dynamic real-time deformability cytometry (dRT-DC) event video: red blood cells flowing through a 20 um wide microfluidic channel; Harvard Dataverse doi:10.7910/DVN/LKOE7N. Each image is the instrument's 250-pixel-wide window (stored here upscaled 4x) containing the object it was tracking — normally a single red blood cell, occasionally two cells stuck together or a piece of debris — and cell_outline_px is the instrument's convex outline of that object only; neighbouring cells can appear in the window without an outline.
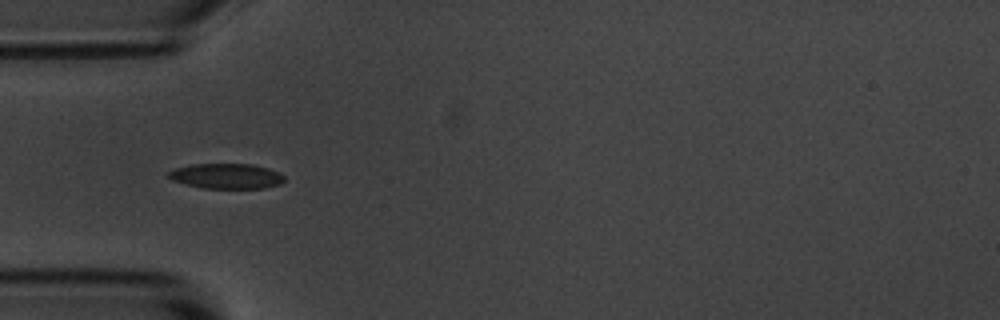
{"species": "common noctule bat (a hibernating species)", "species_latin": "Nyctalus noctula", "temperature_condition": "room temperature", "stored_images_in_passage": 6, "camera_frame_rate_fps": 3000, "um_per_image_px": 0.085, "animal": {"sex": "male", "body_mass_g": 20.1, "forearm_length_mm": 53.5}, "frame": {"image": 1, "passage_image": 4, "time_ms": 3.333, "image_size_px": [1000, 320], "cell_outline_px": [[284, 180], [280, 184], [264, 188], [200, 188], [172, 180], [168, 176], [168, 172], [176, 168], [192, 164], [252, 164], [268, 168], [284, 176]], "centroid_in_image_um": [19.23, 14.97], "position_along_channel_um": 65.8, "area_um2": 16.88}}
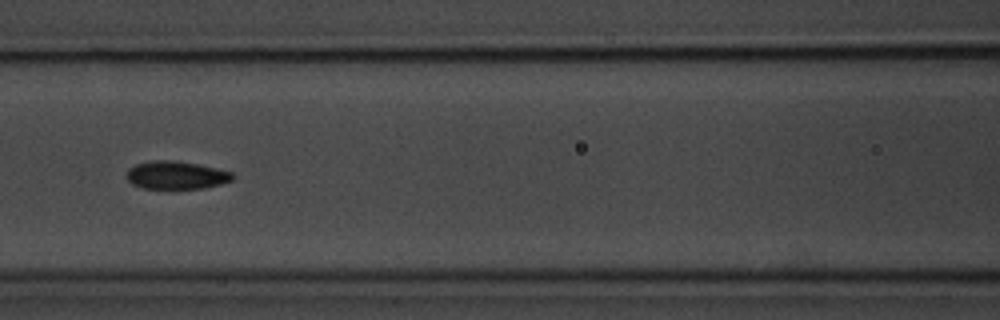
{"frame": {"image": 2, "passage_image": 6, "time_ms": 5.667, "image_size_px": [1000, 320], "cell_outline_px": [[236, 176], [232, 180], [220, 184], [204, 188], [144, 188], [132, 184], [124, 176], [128, 168], [136, 164], [156, 160], [168, 160], [196, 164], [216, 168], [232, 172]], "centroid_in_image_um": [14.96, 14.89], "position_along_channel_um": 151.6, "area_um2": 17.17}}